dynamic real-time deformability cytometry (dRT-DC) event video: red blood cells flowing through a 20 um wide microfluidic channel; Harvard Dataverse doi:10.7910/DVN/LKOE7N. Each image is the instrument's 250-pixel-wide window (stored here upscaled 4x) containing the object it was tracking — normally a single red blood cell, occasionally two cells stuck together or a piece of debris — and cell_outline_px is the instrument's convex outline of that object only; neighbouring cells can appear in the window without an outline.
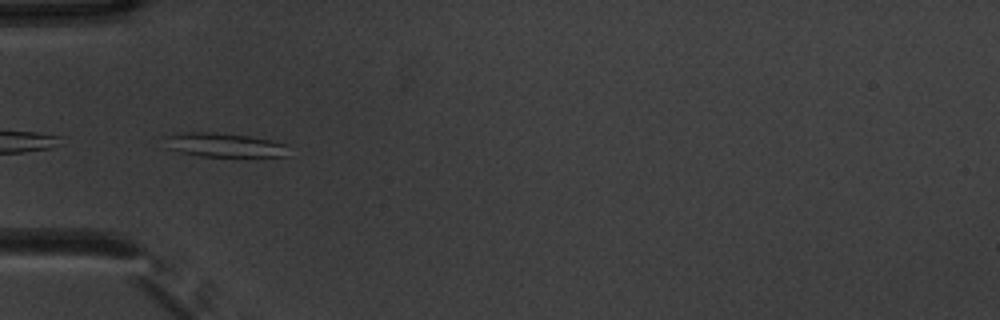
{"species": "common noctule bat (a hibernating species)", "species_latin": "Nyctalus noctula", "temperature_condition": "warm", "stored_images_in_passage": 9, "camera_frame_rate_fps": 3000, "um_per_image_px": 0.085, "animal": {"sex": "male", "body_mass_g": 20.1, "forearm_length_mm": 53.5}, "frame": {"image": 1, "passage_image": 7, "time_ms": 2.0, "image_size_px": [1000, 320], "cell_outline_px": [[288, 156], [200, 156], [180, 152], [164, 148], [160, 136], [184, 132], [216, 132], [248, 136], [268, 140], [284, 144]], "centroid_in_image_um": [18.86, 12.31], "position_along_channel_um": 66.1, "area_um2": 17.46}}